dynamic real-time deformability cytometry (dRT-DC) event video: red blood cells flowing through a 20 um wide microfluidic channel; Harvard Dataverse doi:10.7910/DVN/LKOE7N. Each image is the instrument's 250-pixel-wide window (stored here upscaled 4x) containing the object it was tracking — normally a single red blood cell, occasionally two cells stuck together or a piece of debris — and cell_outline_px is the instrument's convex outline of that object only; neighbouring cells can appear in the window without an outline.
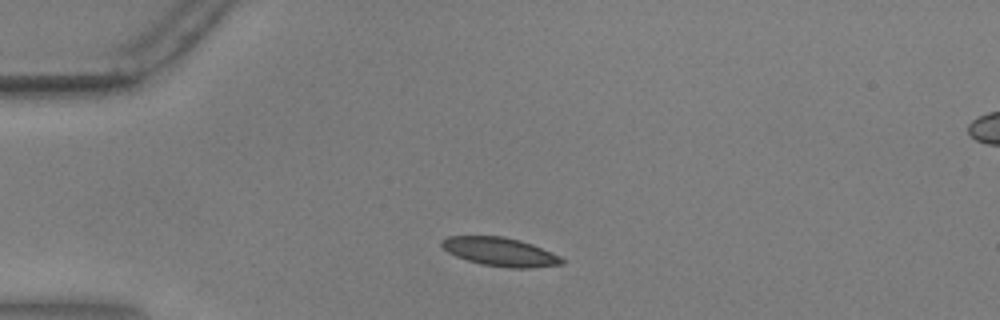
{"species": "common noctule bat (a hibernating species)", "species_latin": "Nyctalus noctula", "temperature_condition": "warm", "stored_images_in_passage": 43, "camera_frame_rate_fps": 3000, "um_per_image_px": 0.085, "animal": {"sex": "male", "body_mass_g": 17.9, "forearm_length_mm": 54.2}, "frame": {"image": 1, "passage_image": 1, "time_ms": 0.0, "image_size_px": [1000, 320], "cell_outline_px": [[564, 264], [532, 268], [508, 268], [480, 264], [456, 256], [448, 252], [440, 244], [440, 240], [448, 236], [504, 236], [520, 240], [532, 244], [552, 252], [560, 256], [564, 260]], "centroid_in_image_um": [42.52, 21.4], "position_along_channel_um": 42.5, "area_um2": 20.17}}
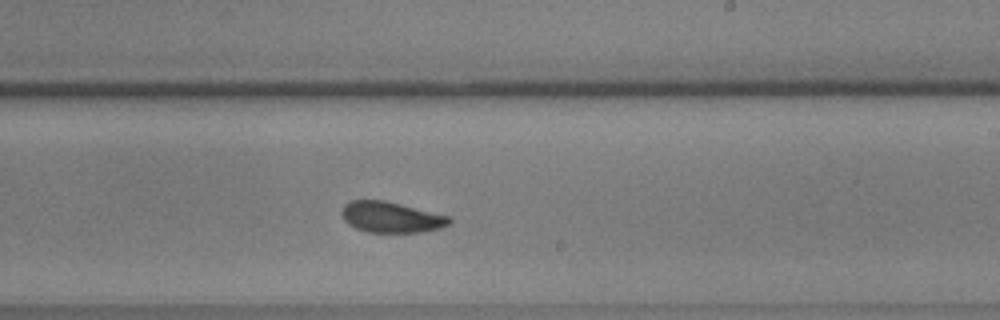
{"frame": {"image": 2, "passage_image": 21, "time_ms": 6.667, "image_size_px": [1000, 320], "cell_outline_px": [[452, 224], [440, 228], [420, 232], [368, 232], [356, 228], [348, 224], [344, 220], [340, 212], [344, 204], [352, 200], [384, 200], [448, 216], [452, 220]], "centroid_in_image_um": [33.22, 18.46], "position_along_channel_um": 255.8, "area_um2": 19.25}}
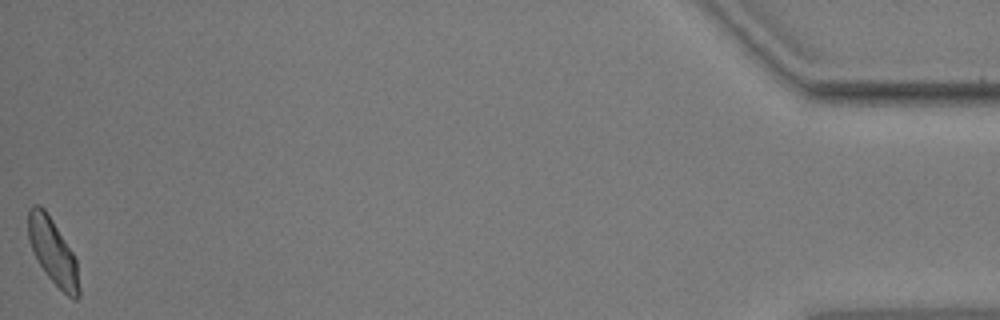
{"frame": {"image": 3, "passage_image": 43, "time_ms": 14.0, "image_size_px": [1000, 320], "cell_outline_px": [[80, 296], [76, 300], [68, 296], [48, 276], [40, 264], [28, 240], [28, 208], [32, 204], [40, 204], [44, 208], [52, 220], [72, 252], [76, 260], [80, 288]], "centroid_in_image_um": [4.49, 21.36], "position_along_channel_um": 430.7, "area_um2": 19.13}, "authors_computed_cell_mechanics": {"area_um2": 19.7098, "velocity_mm_per_s": 3.6132, "shape_relaxation_time_tau1_ms": 7.3624, "shape_relaxation_time_tau2_ms": 1.5879, "deformation_change_tau1": 0.1396, "deformation_change_tau2": 0.0568}}